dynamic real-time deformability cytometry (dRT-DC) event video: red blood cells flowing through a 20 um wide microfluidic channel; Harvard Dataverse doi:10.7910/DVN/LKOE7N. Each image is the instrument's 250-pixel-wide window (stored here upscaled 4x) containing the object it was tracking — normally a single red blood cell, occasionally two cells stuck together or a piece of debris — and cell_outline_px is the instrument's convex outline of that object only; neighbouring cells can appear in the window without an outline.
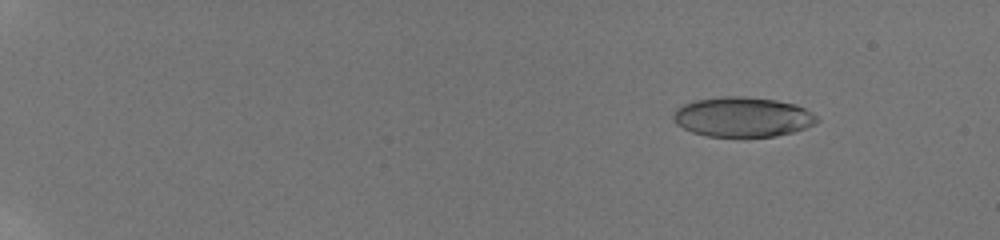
{"species": "human", "species_latin": "Homo sapiens", "temperature_condition": "room temperature", "stored_images_in_passage": 27, "camera_frame_rate_fps": 3000, "um_per_image_px": 0.085, "donor": {"sex": "male"}, "frame": {"image": 1, "passage_image": 6, "time_ms": 2.333, "image_size_px": [1000, 240], "cell_outline_px": [[820, 120], [804, 128], [792, 132], [776, 136], [704, 136], [692, 132], [676, 124], [672, 120], [672, 116], [676, 108], [684, 104], [696, 100], [724, 96], [744, 96], [776, 100], [796, 104], [812, 112]], "centroid_in_image_um": [63.1, 9.93], "position_along_channel_um": 21.9, "area_um2": 33.29}}
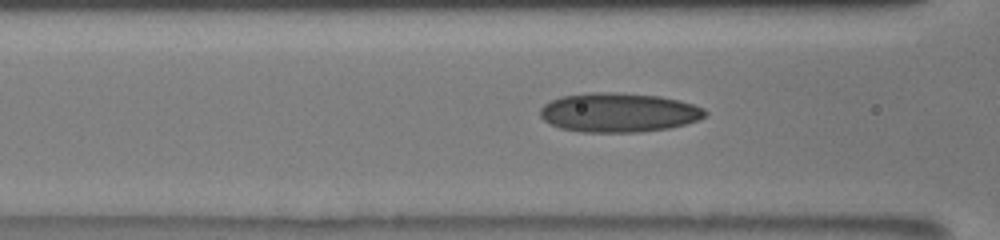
{"frame": {"image": 2, "passage_image": 23, "time_ms": 9.0, "image_size_px": [1000, 240], "cell_outline_px": [[708, 112], [704, 116], [696, 120], [684, 124], [668, 128], [640, 132], [580, 132], [560, 128], [548, 124], [540, 116], [540, 108], [548, 100], [560, 96], [592, 92], [616, 92], [660, 96], [680, 100], [704, 108]], "centroid_in_image_um": [52.53, 9.56], "position_along_channel_um": 114.1, "area_um2": 37.97}}
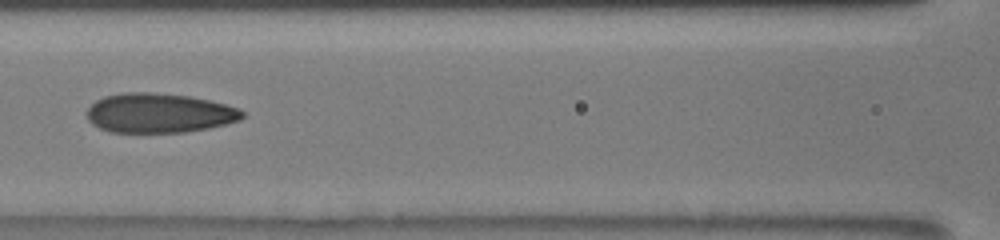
{"frame": {"image": 3, "passage_image": 25, "time_ms": 10.0, "image_size_px": [1000, 240], "cell_outline_px": [[244, 116], [240, 120], [208, 128], [184, 132], [108, 132], [92, 124], [88, 120], [88, 108], [96, 100], [104, 96], [124, 92], [152, 92], [188, 96], [208, 100], [240, 108], [244, 112]], "centroid_in_image_um": [13.52, 9.61], "position_along_channel_um": 153.1, "area_um2": 35.72}}